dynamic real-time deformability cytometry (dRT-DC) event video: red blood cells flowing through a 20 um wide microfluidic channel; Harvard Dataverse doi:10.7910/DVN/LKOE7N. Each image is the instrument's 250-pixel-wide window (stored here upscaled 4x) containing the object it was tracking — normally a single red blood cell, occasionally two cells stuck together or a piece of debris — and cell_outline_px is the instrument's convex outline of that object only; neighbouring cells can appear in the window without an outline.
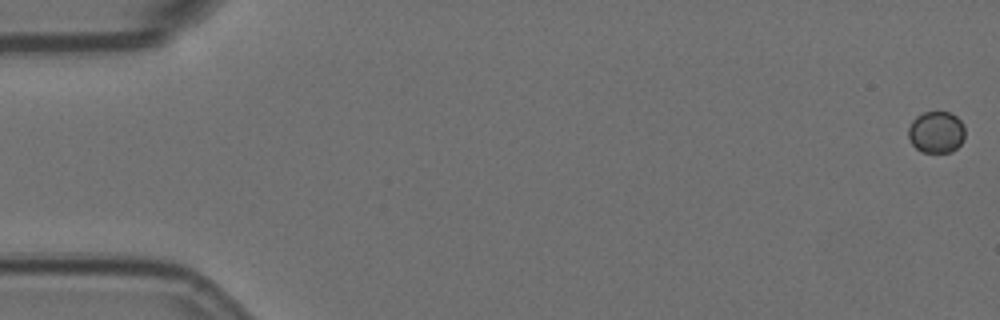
{"species": "Egyptian fruit bat (a non-hibernating species)", "species_latin": "Rousettus aegyptiacus", "temperature_condition": "room temperature", "stored_images_in_passage": 7, "camera_frame_rate_fps": 3000, "um_per_image_px": 0.085, "animal": {"sex": "female"}, "frame": {"image": 1, "passage_image": 1, "time_ms": 0.0, "image_size_px": [1000, 320], "cell_outline_px": [[964, 140], [952, 152], [920, 152], [912, 144], [908, 136], [908, 128], [912, 120], [916, 116], [924, 112], [948, 112], [956, 116], [964, 124]], "centroid_in_image_um": [79.58, 11.23], "position_along_channel_um": 5.4, "area_um2": 13.87}}